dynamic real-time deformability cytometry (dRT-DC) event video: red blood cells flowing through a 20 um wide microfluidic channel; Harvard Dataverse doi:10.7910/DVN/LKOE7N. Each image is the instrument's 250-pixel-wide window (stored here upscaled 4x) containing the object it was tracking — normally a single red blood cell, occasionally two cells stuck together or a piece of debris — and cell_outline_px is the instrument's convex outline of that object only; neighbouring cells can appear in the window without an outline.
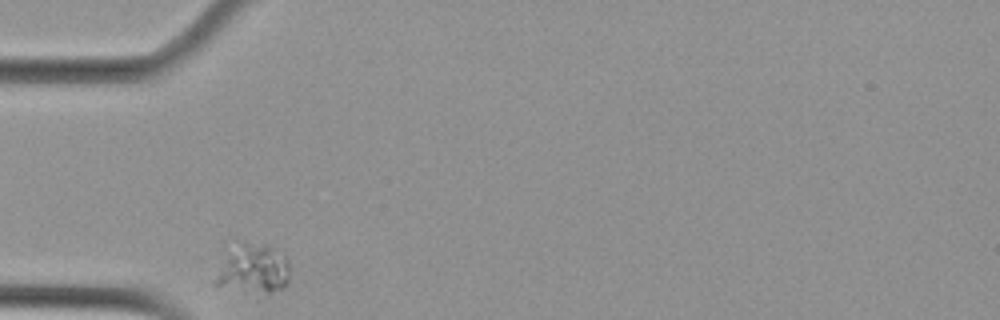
{"species": "Egyptian fruit bat (a non-hibernating species)", "species_latin": "Rousettus aegyptiacus", "temperature_condition": "cold", "stored_images_in_passage": 30, "camera_frame_rate_fps": 3000, "um_per_image_px": 0.085, "animal": {"sex": "female"}, "frame": {"image": 1, "passage_image": 1, "time_ms": 0.0, "image_size_px": [1000, 320], "cell_outline_px": [[288, 284], [284, 288], [268, 296], [244, 292], [216, 284], [216, 276], [228, 260], [244, 244], [272, 248], [284, 252], [288, 260]], "centroid_in_image_um": [21.71, 23.02], "position_along_channel_um": 63.3, "area_um2": 20.06}}
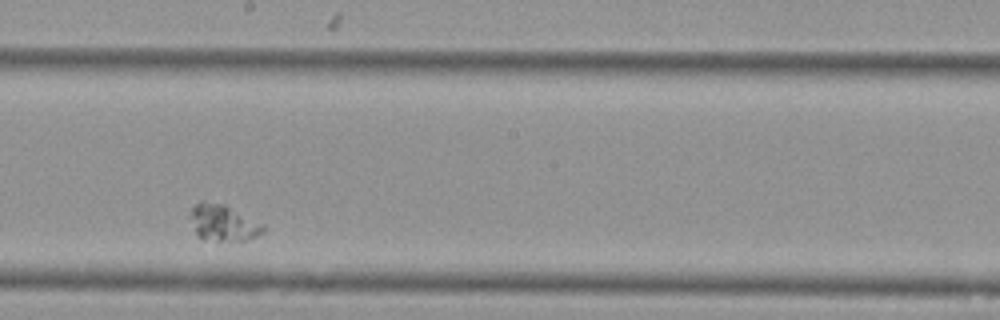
{"frame": {"image": 2, "passage_image": 17, "time_ms": 5.333, "image_size_px": [1000, 320], "cell_outline_px": [[264, 232], [256, 236], [244, 240], [200, 240], [188, 216], [192, 208], [200, 200], [204, 200], [224, 204], [264, 224]], "centroid_in_image_um": [18.93, 18.92], "position_along_channel_um": 229.3, "area_um2": 15.49}}
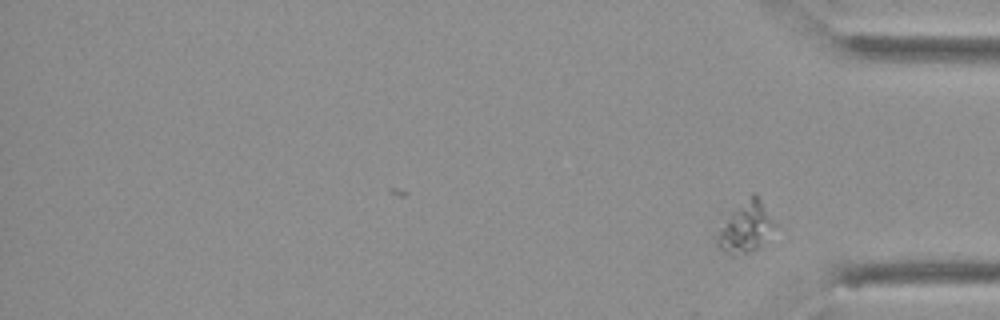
{"frame": {"image": 3, "passage_image": 30, "time_ms": 9.667, "image_size_px": [1000, 320], "cell_outline_px": [[764, 224], [760, 244], [756, 248], [748, 252], [736, 256], [728, 256], [716, 244], [712, 236], [732, 212], [752, 192], [756, 192], [760, 200], [764, 212]], "centroid_in_image_um": [63.07, 19.37], "position_along_channel_um": 372.1, "area_um2": 15.03}}